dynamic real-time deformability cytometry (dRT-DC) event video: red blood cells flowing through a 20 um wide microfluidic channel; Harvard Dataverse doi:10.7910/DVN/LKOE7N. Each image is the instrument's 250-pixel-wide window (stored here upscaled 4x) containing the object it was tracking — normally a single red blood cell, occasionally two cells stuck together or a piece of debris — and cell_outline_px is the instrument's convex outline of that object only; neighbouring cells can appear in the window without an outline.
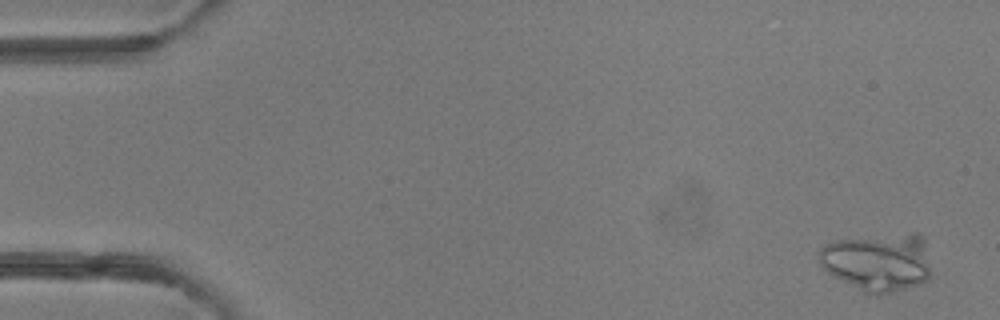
{"species": "common noctule bat (a hibernating species)", "species_latin": "Nyctalus noctula", "temperature_condition": "room temperature", "stored_images_in_passage": 7, "camera_frame_rate_fps": 3000, "um_per_image_px": 0.085, "animal": {"sex": "female"}, "frame": {"image": 1, "passage_image": 1, "time_ms": 0.0, "image_size_px": [1000, 320], "cell_outline_px": [[928, 276], [920, 284], [880, 296], [872, 296], [864, 292], [828, 272], [820, 264], [820, 248], [824, 244], [832, 240], [912, 232], [916, 232], [924, 236], [928, 268]], "centroid_in_image_um": [74.61, 22.26], "position_along_channel_um": 10.4, "area_um2": 37.92}}